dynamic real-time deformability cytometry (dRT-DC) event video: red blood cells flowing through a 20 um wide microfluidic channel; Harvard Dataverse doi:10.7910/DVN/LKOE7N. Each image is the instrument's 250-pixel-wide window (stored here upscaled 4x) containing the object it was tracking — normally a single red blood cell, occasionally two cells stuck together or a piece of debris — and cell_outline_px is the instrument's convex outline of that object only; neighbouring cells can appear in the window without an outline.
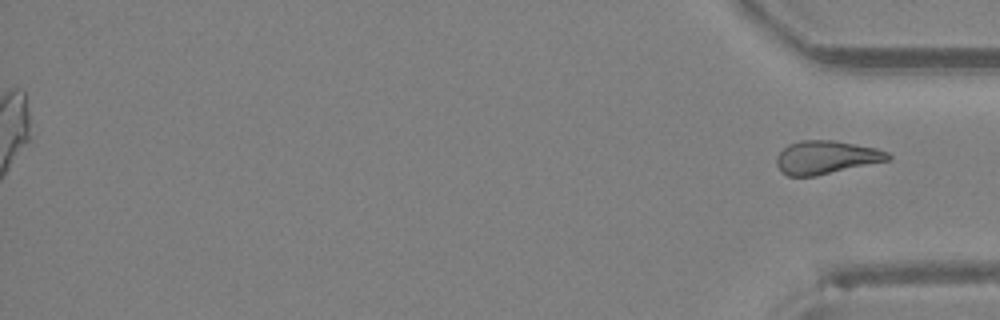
{"species": "Egyptian fruit bat (a non-hibernating species)", "species_latin": "Rousettus aegyptiacus", "temperature_condition": "room temperature", "stored_images_in_passage": 39, "segment_of_instrument_passage": [2, 2], "camera_frame_rate_fps": 3000, "um_per_image_px": 0.085, "animal": {"sex": "female"}, "frame": {"image": 1, "passage_image": 39, "time_ms": 12.667, "image_size_px": [1000, 320], "cell_outline_px": [[892, 156], [888, 160], [816, 176], [788, 176], [776, 164], [776, 156], [788, 144], [800, 140], [836, 140], [876, 148], [888, 152]], "centroid_in_image_um": [70.22, 13.36], "position_along_channel_um": 365.0, "area_um2": 21.5}}